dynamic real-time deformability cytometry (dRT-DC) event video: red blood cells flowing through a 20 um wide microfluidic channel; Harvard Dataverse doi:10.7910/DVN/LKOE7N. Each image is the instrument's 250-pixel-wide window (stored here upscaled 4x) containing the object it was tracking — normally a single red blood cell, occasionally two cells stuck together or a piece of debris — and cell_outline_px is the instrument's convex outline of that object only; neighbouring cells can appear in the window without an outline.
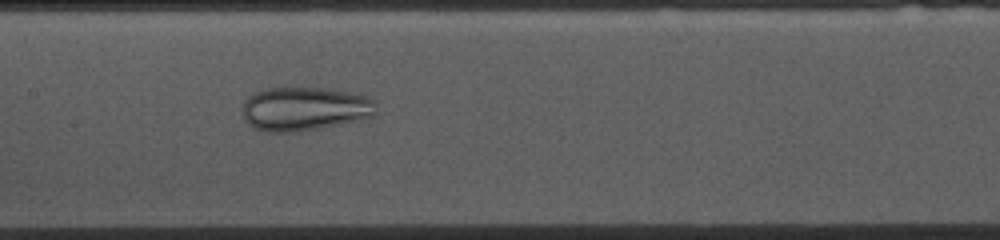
{"species": "common noctule bat (a hibernating species)", "species_latin": "Nyctalus noctula", "temperature_condition": "cold", "stored_images_in_passage": 53, "camera_frame_rate_fps": 3000, "um_per_image_px": 0.085, "animal": {"sex": "female", "body_mass_g": 10.0, "forearm_length_mm": 53.1}, "frame": {"image": 1, "passage_image": 24, "time_ms": 7.667, "image_size_px": [1000, 240], "cell_outline_px": [[376, 112], [372, 116], [360, 120], [300, 132], [268, 132], [252, 128], [248, 124], [244, 116], [244, 100], [248, 96], [256, 92], [268, 88], [324, 88], [352, 92], [368, 96], [372, 100]], "centroid_in_image_um": [25.89, 9.26], "position_along_channel_um": 181.5, "area_um2": 34.16}}
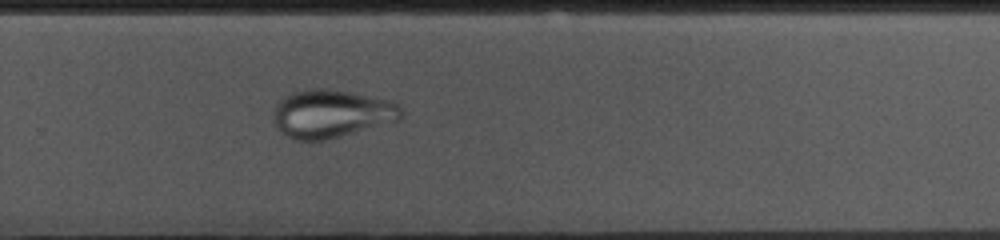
{"frame": {"image": 2, "passage_image": 34, "time_ms": 11.0, "image_size_px": [1000, 240], "cell_outline_px": [[400, 120], [324, 140], [296, 140], [288, 136], [276, 124], [272, 116], [276, 104], [280, 100], [292, 92], [316, 88], [332, 88], [392, 100], [400, 108]], "centroid_in_image_um": [28.17, 9.64], "position_along_channel_um": 301.6, "area_um2": 35.43}}
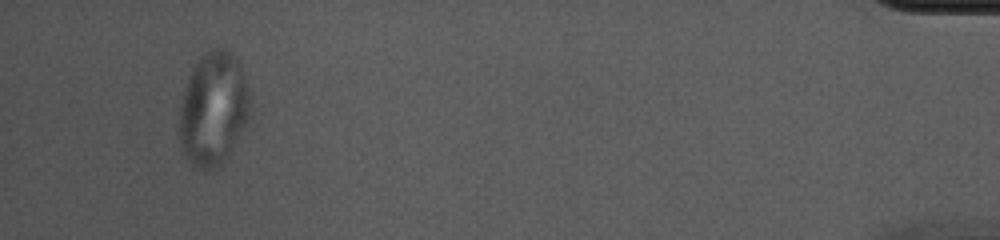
{"frame": {"image": 3, "passage_image": 50, "time_ms": 16.333, "image_size_px": [1000, 240], "cell_outline_px": [[252, 116], [228, 156], [220, 164], [212, 168], [196, 168], [184, 156], [180, 148], [180, 108], [184, 88], [192, 68], [212, 48], [224, 48], [240, 60], [252, 96]], "centroid_in_image_um": [18.2, 9.25], "position_along_channel_um": 417.0, "area_um2": 47.4}}